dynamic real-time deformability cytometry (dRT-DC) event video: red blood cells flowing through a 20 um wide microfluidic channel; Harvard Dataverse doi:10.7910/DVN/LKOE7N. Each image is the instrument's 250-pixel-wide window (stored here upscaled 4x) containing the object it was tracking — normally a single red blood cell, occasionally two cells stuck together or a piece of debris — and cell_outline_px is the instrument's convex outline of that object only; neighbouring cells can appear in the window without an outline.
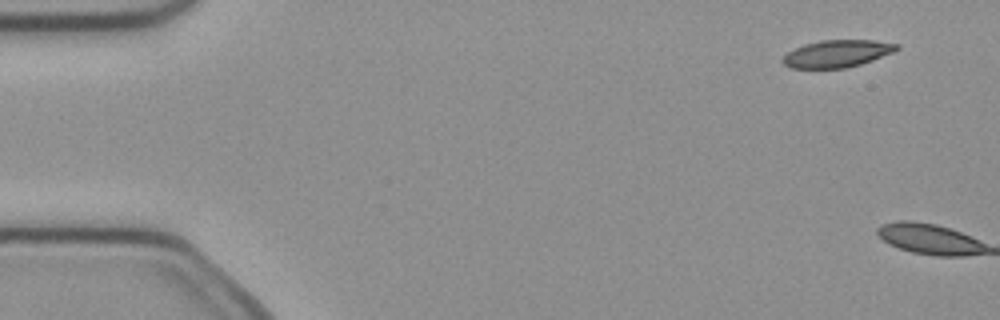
{"species": "common noctule bat (a hibernating species)", "species_latin": "Nyctalus noctula", "temperature_condition": "cold", "stored_images_in_passage": 2, "camera_frame_rate_fps": 3000, "um_per_image_px": 0.085, "animal": {"sex": "female", "body_mass_g": 21.9}, "frame": {"image": 1, "passage_image": 1, "time_ms": 0.0, "image_size_px": [1000, 320], "cell_outline_px": [[900, 48], [896, 52], [860, 64], [844, 68], [792, 68], [784, 64], [780, 60], [788, 52], [804, 44], [820, 40], [872, 40], [900, 44]], "centroid_in_image_um": [71.19, 4.55], "position_along_channel_um": 13.8, "area_um2": 18.15}}